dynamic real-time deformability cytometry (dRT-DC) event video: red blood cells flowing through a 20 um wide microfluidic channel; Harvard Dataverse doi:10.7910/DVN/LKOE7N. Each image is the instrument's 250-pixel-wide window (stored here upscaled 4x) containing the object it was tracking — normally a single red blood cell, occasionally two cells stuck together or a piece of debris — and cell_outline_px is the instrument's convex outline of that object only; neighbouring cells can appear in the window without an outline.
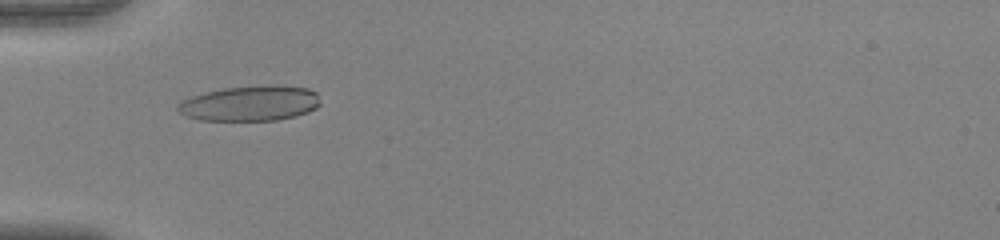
{"species": "human", "species_latin": "Homo sapiens", "temperature_condition": "warm", "stored_images_in_passage": 54, "camera_frame_rate_fps": 3000, "um_per_image_px": 0.085, "donor": {"sex": "female"}, "frame": {"image": 1, "passage_image": 19, "time_ms": 6.0, "image_size_px": [1000, 240], "cell_outline_px": [[320, 104], [316, 108], [308, 112], [296, 116], [276, 120], [200, 120], [188, 116], [180, 112], [176, 108], [176, 104], [180, 100], [188, 96], [204, 92], [224, 88], [268, 84], [280, 84], [308, 88], [316, 92]], "centroid_in_image_um": [21.25, 8.76], "position_along_channel_um": 63.7, "area_um2": 29.71}}
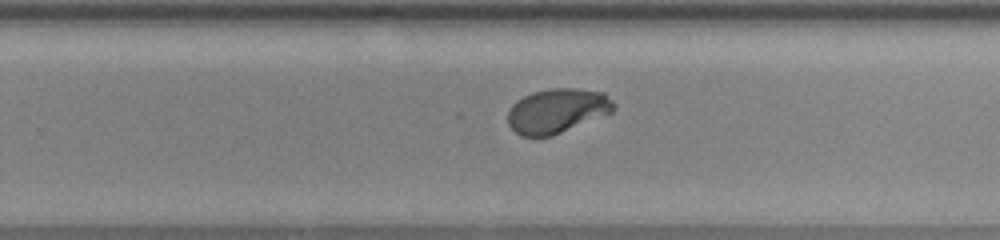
{"frame": {"image": 2, "passage_image": 36, "time_ms": 11.667, "image_size_px": [1000, 240], "cell_outline_px": [[616, 108], [612, 112], [552, 136], [520, 136], [508, 124], [508, 112], [512, 104], [516, 100], [532, 92], [548, 88], [576, 88], [604, 92], [612, 100]], "centroid_in_image_um": [47.35, 9.4], "position_along_channel_um": 282.5, "area_um2": 27.51}}
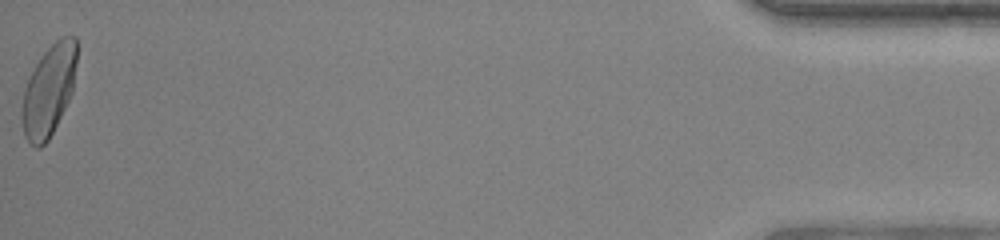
{"frame": {"image": 3, "passage_image": 54, "time_ms": 17.667, "image_size_px": [1000, 240], "cell_outline_px": [[76, 64], [72, 92], [48, 140], [40, 148], [36, 148], [24, 136], [20, 120], [16, 96], [28, 76], [44, 52], [60, 36], [76, 36]], "centroid_in_image_um": [4.03, 7.71], "position_along_channel_um": 431.2, "area_um2": 30.0}, "authors_computed_cell_mechanics": {"area_um2": 28.5532, "velocity_mm_per_s": 3.9368, "shape_relaxation_time_tau1_ms": 2.3411, "shape_relaxation_time_tau2_ms": null, "deformation_change_tau1": 0.1815, "deformation_change_tau2": null}}